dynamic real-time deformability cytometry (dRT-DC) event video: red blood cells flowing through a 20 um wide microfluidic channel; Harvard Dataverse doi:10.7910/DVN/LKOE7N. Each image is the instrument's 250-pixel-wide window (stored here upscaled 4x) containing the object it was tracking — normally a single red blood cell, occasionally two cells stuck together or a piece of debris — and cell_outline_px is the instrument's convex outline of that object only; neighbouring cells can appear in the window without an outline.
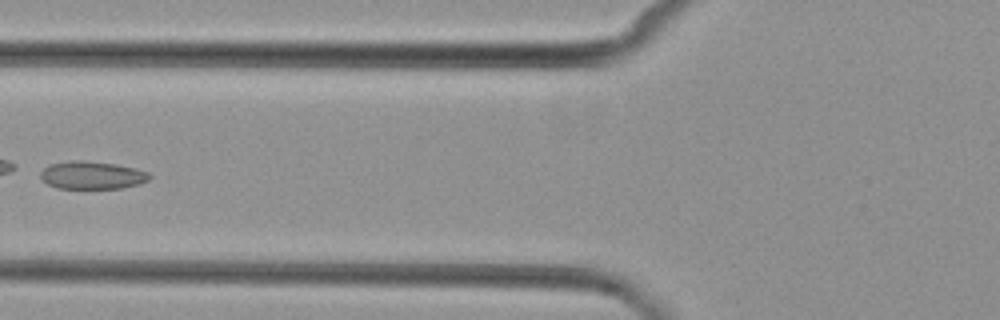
{"species": "common noctule bat (a hibernating species)", "species_latin": "Nyctalus noctula", "temperature_condition": "cold", "stored_images_in_passage": 5, "camera_frame_rate_fps": 3000, "um_per_image_px": 0.085, "animal": {"sex": "female", "body_mass_g": 29.2, "forearm_length_mm": 56.3}, "frame": {"image": 1, "passage_image": 5, "time_ms": 4.667, "image_size_px": [1000, 320], "cell_outline_px": [[152, 176], [148, 180], [140, 184], [124, 188], [56, 188], [40, 180], [40, 172], [48, 164], [80, 160], [116, 164], [136, 168], [148, 172]], "centroid_in_image_um": [7.83, 14.9], "position_along_channel_um": 118.0, "area_um2": 17.74}}